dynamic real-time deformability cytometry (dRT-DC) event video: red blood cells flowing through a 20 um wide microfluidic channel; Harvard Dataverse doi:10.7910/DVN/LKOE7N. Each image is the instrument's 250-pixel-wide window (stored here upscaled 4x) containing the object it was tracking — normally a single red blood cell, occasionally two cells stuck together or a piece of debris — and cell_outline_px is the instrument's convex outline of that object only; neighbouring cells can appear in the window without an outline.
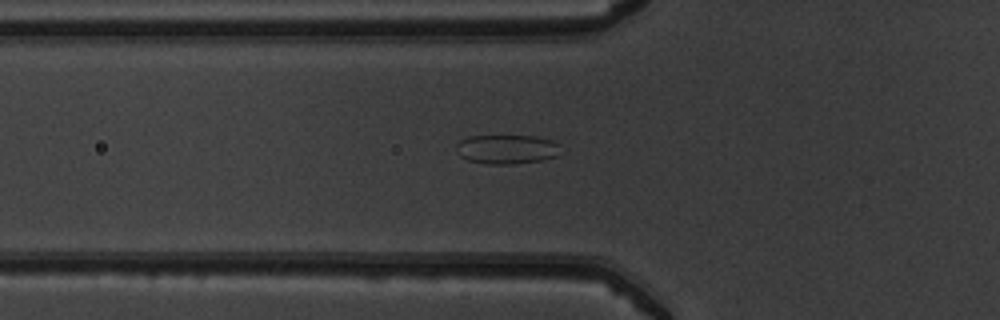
{"species": "common noctule bat (a hibernating species)", "species_latin": "Nyctalus noctula", "temperature_condition": "warm", "stored_images_in_passage": 44, "camera_frame_rate_fps": 3000, "um_per_image_px": 0.085, "animal": {"sex": "male", "body_mass_g": 19.5, "forearm_length_mm": 54.6}, "frame": {"image": 1, "passage_image": 12, "time_ms": 3.667, "image_size_px": [1000, 320], "cell_outline_px": [[564, 152], [556, 156], [540, 160], [516, 164], [488, 164], [468, 160], [460, 156], [456, 152], [456, 144], [460, 140], [468, 136], [536, 136], [552, 140], [560, 144]], "centroid_in_image_um": [43.11, 12.68], "position_along_channel_um": 82.7, "area_um2": 18.09}}
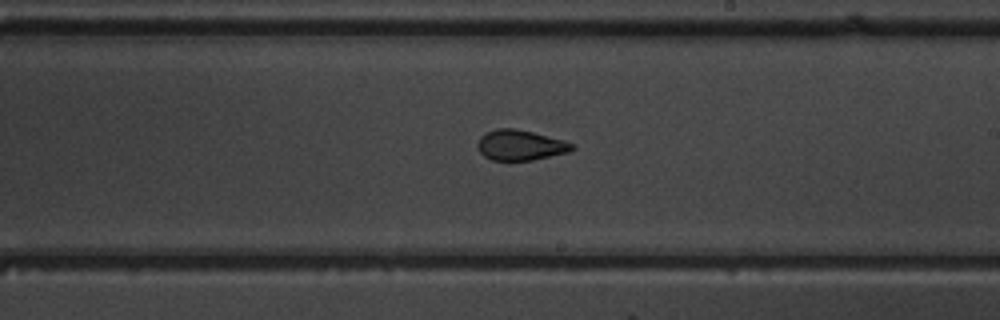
{"frame": {"image": 2, "passage_image": 24, "time_ms": 7.667, "image_size_px": [1000, 320], "cell_outline_px": [[576, 148], [568, 152], [532, 160], [492, 160], [484, 156], [476, 148], [476, 144], [480, 136], [484, 132], [496, 128], [516, 128], [532, 132], [560, 140], [572, 144]], "centroid_in_image_um": [44.14, 12.33], "position_along_channel_um": 244.9, "area_um2": 16.65}}
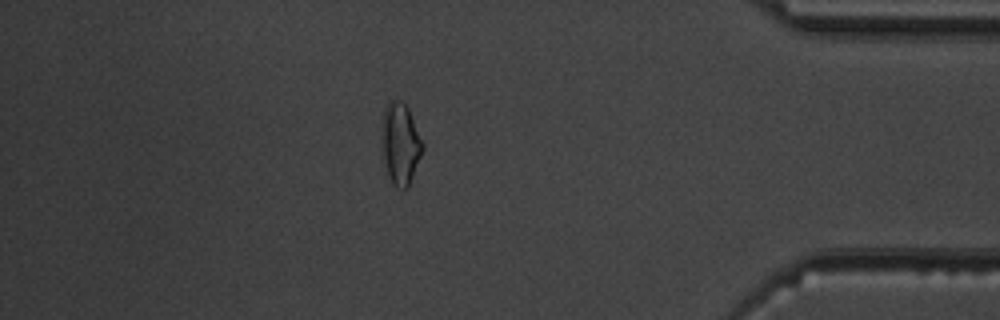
{"frame": {"image": 3, "passage_image": 38, "time_ms": 12.333, "image_size_px": [1000, 320], "cell_outline_px": [[424, 148], [408, 188], [400, 188], [392, 184], [384, 160], [380, 136], [380, 124], [384, 108], [388, 100], [400, 100], [408, 108], [424, 144]], "centroid_in_image_um": [34.01, 12.17], "position_along_channel_um": 401.2, "area_um2": 19.65}, "authors_computed_cell_mechanics": {"area_um2": 18.0914, "velocity_mm_per_s": 4.0466, "shape_relaxation_time_tau1_ms": 8.8079, "shape_relaxation_time_tau2_ms": 1.3264, "deformation_change_tau1": 0.165, "deformation_change_tau2": 0.0702}}